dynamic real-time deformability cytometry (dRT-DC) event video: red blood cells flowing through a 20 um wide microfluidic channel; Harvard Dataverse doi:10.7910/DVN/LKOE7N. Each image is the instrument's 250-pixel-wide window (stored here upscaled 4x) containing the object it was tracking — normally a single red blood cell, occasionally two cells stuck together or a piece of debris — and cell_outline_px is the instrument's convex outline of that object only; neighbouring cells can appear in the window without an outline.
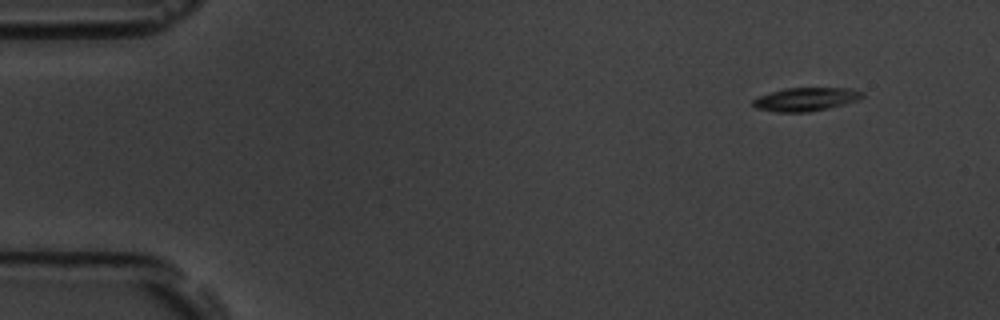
{"species": "common noctule bat (a hibernating species)", "species_latin": "Nyctalus noctula", "temperature_condition": "room temperature", "stored_images_in_passage": 8, "camera_frame_rate_fps": 3000, "um_per_image_px": 0.085, "animal": {"sex": "male", "body_mass_g": 19.5, "forearm_length_mm": 54.6}, "frame": {"image": 1, "passage_image": 1, "time_ms": 0.0, "image_size_px": [1000, 320], "cell_outline_px": [[864, 96], [856, 100], [844, 104], [828, 108], [808, 112], [776, 112], [756, 108], [752, 104], [752, 100], [760, 96], [784, 88], [852, 88], [864, 92]], "centroid_in_image_um": [68.5, 8.43], "position_along_channel_um": 16.5, "area_um2": 14.85}}
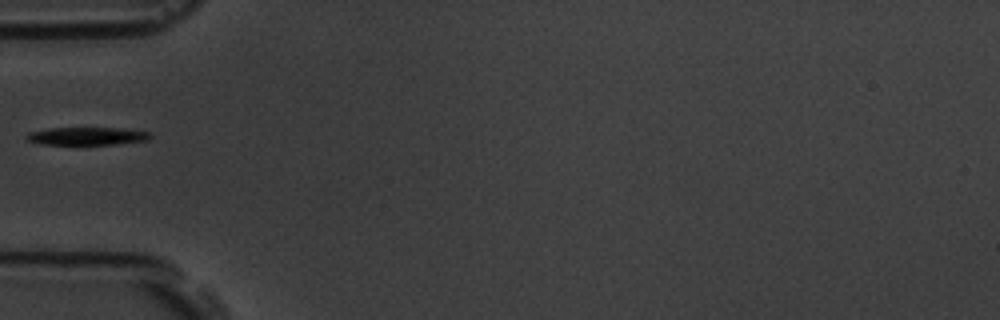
{"frame": {"image": 2, "passage_image": 5, "time_ms": 4.667, "image_size_px": [1000, 320], "cell_outline_px": [[152, 136], [148, 140], [112, 144], [40, 144], [28, 140], [24, 136], [28, 132], [48, 128], [124, 128], [152, 132]], "centroid_in_image_um": [7.41, 11.55], "position_along_channel_um": 77.6, "area_um2": 12.89}}
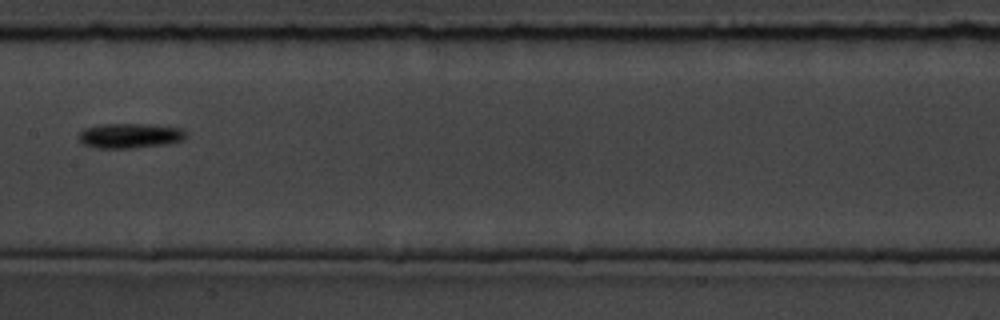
{"frame": {"image": 3, "passage_image": 8, "time_ms": 8.0, "image_size_px": [1000, 320], "cell_outline_px": [[188, 136], [180, 140], [168, 144], [132, 148], [96, 148], [84, 144], [76, 136], [84, 128], [104, 124], [152, 124], [184, 128], [188, 132]], "centroid_in_image_um": [11.08, 11.53], "position_along_channel_um": 196.3, "area_um2": 15.78}}